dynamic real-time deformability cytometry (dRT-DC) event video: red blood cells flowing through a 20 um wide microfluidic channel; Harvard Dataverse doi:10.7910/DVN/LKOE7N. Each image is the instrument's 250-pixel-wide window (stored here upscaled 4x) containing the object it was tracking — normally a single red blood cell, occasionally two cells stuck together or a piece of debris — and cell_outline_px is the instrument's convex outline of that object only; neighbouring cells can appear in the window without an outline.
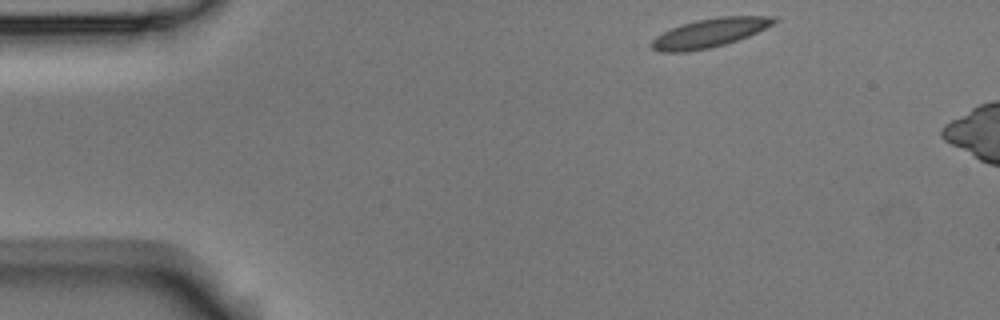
{"species": "Egyptian fruit bat (a non-hibernating species)", "species_latin": "Rousettus aegyptiacus", "temperature_condition": "room temperature", "stored_images_in_passage": 8, "camera_frame_rate_fps": 3000, "um_per_image_px": 0.085, "animal": {"sex": "male"}, "frame": {"image": 1, "passage_image": 1, "time_ms": 0.0, "image_size_px": [1000, 320], "cell_outline_px": [[780, 20], [748, 36], [724, 44], [708, 48], [684, 52], [660, 52], [652, 48], [648, 44], [656, 36], [680, 24], [696, 20], [716, 16], [776, 16]], "centroid_in_image_um": [60.3, 2.78], "position_along_channel_um": 24.7, "area_um2": 20.52}}